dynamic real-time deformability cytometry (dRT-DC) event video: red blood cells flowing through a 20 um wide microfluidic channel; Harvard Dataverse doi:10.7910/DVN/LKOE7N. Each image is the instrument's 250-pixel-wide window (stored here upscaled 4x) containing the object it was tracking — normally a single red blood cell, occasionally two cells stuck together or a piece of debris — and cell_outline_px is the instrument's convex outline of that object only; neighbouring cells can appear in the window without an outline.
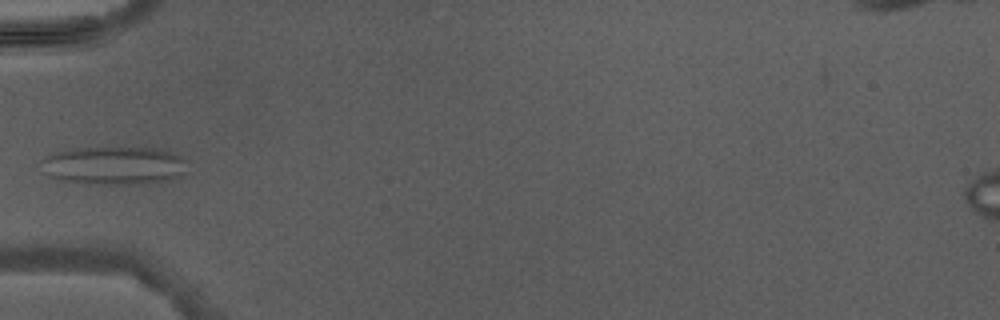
{"species": "Egyptian fruit bat (a non-hibernating species)", "species_latin": "Rousettus aegyptiacus", "temperature_condition": "warm", "stored_images_in_passage": 4, "camera_frame_rate_fps": 3000, "um_per_image_px": 0.085, "animal": {"sex": "male"}, "frame": {"image": 1, "passage_image": 4, "time_ms": 3.667, "image_size_px": [1000, 320], "cell_outline_px": [[188, 160], [184, 172], [180, 176], [168, 180], [148, 184], [96, 184], [60, 180], [48, 176], [36, 164], [44, 156], [52, 152], [68, 148], [168, 148], [176, 152]], "centroid_in_image_um": [9.67, 14.06], "position_along_channel_um": 75.3, "area_um2": 33.58}}